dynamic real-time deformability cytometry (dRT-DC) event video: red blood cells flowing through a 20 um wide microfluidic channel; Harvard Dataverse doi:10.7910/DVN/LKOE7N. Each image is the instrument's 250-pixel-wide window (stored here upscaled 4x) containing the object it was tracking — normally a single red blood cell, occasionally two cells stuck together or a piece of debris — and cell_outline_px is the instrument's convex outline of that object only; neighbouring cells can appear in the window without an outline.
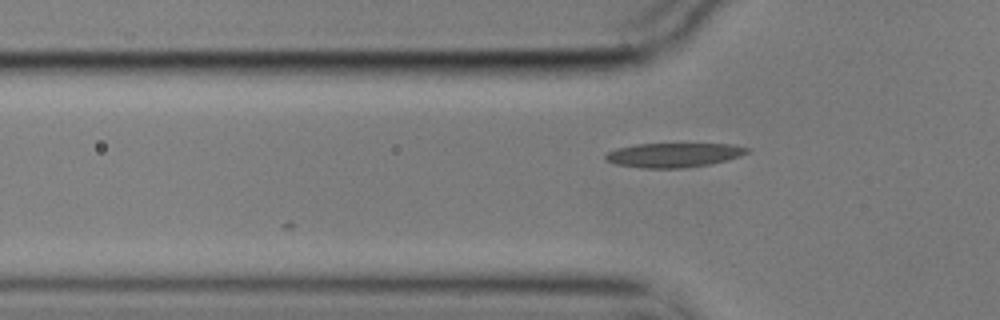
{"species": "common noctule bat (a hibernating species)", "species_latin": "Nyctalus noctula", "temperature_condition": "cold", "stored_images_in_passage": 14, "camera_frame_rate_fps": 3000, "um_per_image_px": 0.085, "animal": {"sex": "male", "body_mass_g": 17.9}, "frame": {"image": 1, "passage_image": 3, "time_ms": 0.667, "image_size_px": [1000, 320], "cell_outline_px": [[752, 148], [748, 152], [740, 156], [728, 160], [712, 164], [680, 168], [640, 168], [616, 164], [604, 160], [604, 156], [608, 152], [616, 148], [636, 144], [732, 144]], "centroid_in_image_um": [57.27, 13.18], "position_along_channel_um": 68.5, "area_um2": 20.23}}
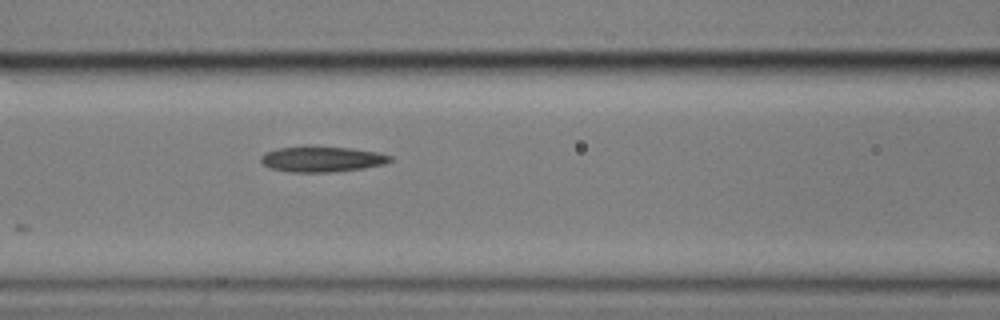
{"frame": {"image": 2, "passage_image": 9, "time_ms": 2.667, "image_size_px": [1000, 320], "cell_outline_px": [[392, 160], [384, 164], [364, 168], [336, 172], [292, 172], [268, 168], [260, 160], [260, 156], [264, 152], [280, 148], [312, 144], [352, 148], [380, 152], [392, 156]], "centroid_in_image_um": [27.36, 13.5], "position_along_channel_um": 139.2, "area_um2": 19.94}}
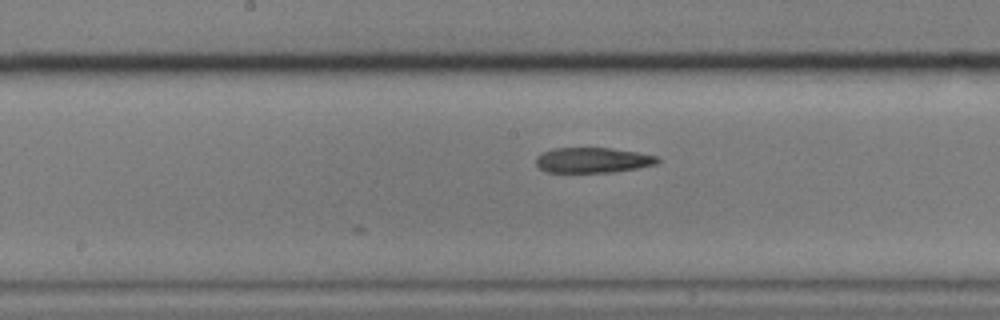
{"frame": {"image": 3, "passage_image": 14, "time_ms": 4.333, "image_size_px": [1000, 320], "cell_outline_px": [[660, 160], [656, 164], [616, 172], [548, 172], [540, 168], [536, 164], [536, 156], [540, 152], [552, 148], [608, 148], [636, 152], [656, 156]], "centroid_in_image_um": [50.34, 13.61], "position_along_channel_um": 197.9, "area_um2": 17.86}}